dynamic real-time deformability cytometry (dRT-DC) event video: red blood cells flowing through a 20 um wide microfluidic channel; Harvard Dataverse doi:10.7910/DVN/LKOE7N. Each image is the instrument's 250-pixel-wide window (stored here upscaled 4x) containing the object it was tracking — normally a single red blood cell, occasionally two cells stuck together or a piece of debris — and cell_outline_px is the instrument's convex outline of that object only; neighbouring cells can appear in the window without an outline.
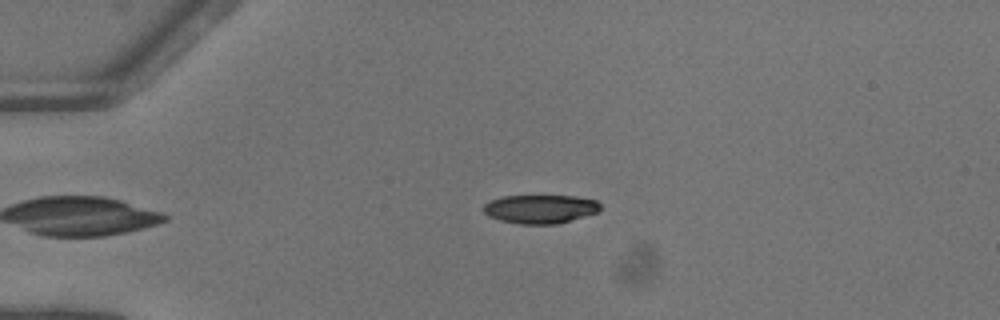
{"species": "common noctule bat (a hibernating species)", "species_latin": "Nyctalus noctula", "temperature_condition": "warm", "stored_images_in_passage": 39, "camera_frame_rate_fps": 3000, "um_per_image_px": 0.085, "animal": {"sex": "female"}, "frame": {"image": 1, "passage_image": 1, "time_ms": 0.0, "image_size_px": [1000, 320], "cell_outline_px": [[600, 212], [560, 224], [520, 224], [500, 220], [488, 216], [484, 212], [484, 204], [488, 200], [504, 196], [576, 196], [596, 200], [600, 204]], "centroid_in_image_um": [45.95, 17.77], "position_along_channel_um": 39.1, "area_um2": 19.77}}
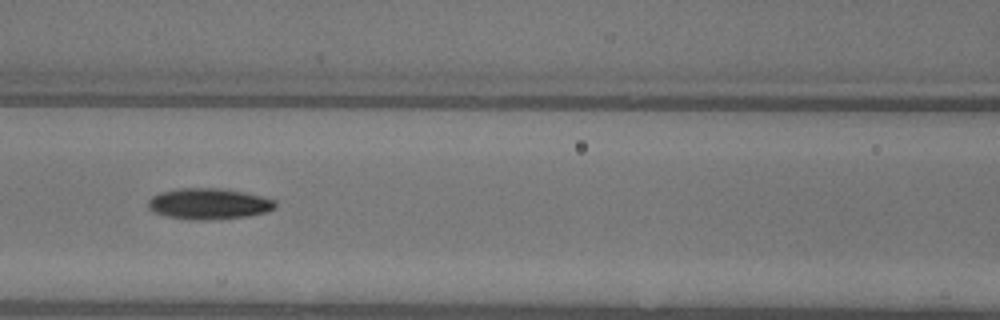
{"frame": {"image": 2, "passage_image": 12, "time_ms": 3.667, "image_size_px": [1000, 320], "cell_outline_px": [[276, 208], [268, 212], [248, 216], [204, 220], [200, 220], [168, 216], [152, 212], [148, 208], [148, 200], [152, 196], [160, 192], [180, 188], [224, 188], [264, 196], [276, 200]], "centroid_in_image_um": [17.79, 17.31], "position_along_channel_um": 148.8, "area_um2": 23.12}}
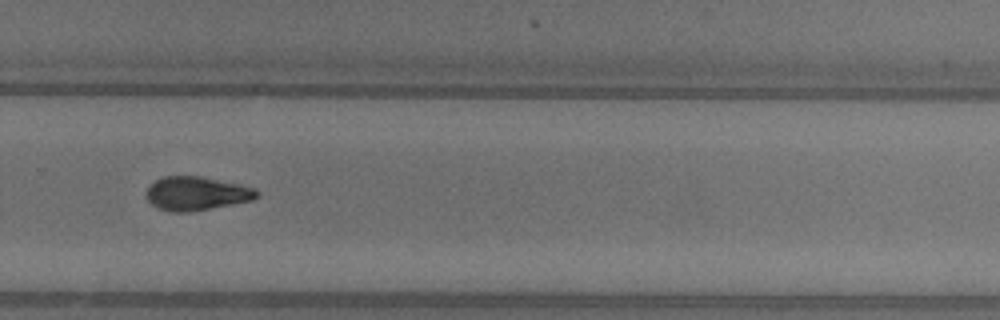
{"frame": {"image": 3, "passage_image": 24, "time_ms": 7.667, "image_size_px": [1000, 320], "cell_outline_px": [[260, 196], [252, 200], [232, 204], [188, 212], [172, 212], [156, 208], [148, 200], [148, 188], [156, 180], [164, 176], [200, 176], [256, 188], [260, 192]], "centroid_in_image_um": [16.73, 16.45], "position_along_channel_um": 313.1, "area_um2": 21.5}, "authors_computed_cell_mechanics": {"area_um2": 21.7328, "velocity_mm_per_s": 4.1284, "shape_relaxation_time_tau1_ms": 4.5035, "shape_relaxation_time_tau2_ms": null, "deformation_change_tau1": 0.1557, "deformation_change_tau2": null}}